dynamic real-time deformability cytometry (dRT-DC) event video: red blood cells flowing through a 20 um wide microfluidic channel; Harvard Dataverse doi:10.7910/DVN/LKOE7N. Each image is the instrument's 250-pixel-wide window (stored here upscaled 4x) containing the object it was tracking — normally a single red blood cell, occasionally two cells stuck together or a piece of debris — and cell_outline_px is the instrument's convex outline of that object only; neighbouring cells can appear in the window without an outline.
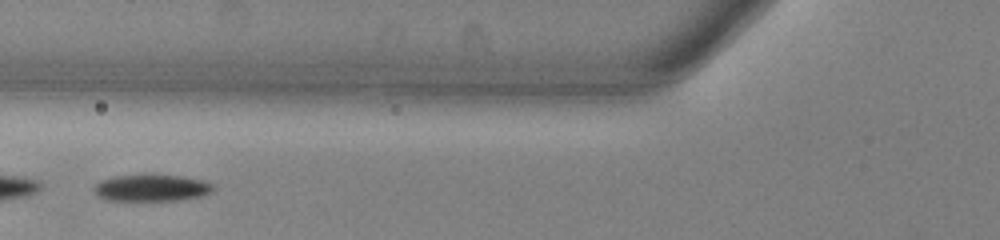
{"species": "common noctule bat (a hibernating species)", "species_latin": "Nyctalus noctula", "temperature_condition": "warm", "stored_images_in_passage": 35, "camera_frame_rate_fps": 3000, "um_per_image_px": 0.085, "animal": {"sex": "male", "body_mass_g": 13.0, "forearm_length_mm": 53.1}, "frame": {"image": 1, "passage_image": 6, "time_ms": 1.667, "image_size_px": [1000, 240], "cell_outline_px": [[216, 188], [212, 192], [204, 196], [180, 200], [108, 200], [100, 196], [96, 192], [96, 184], [100, 180], [116, 176], [184, 176], [200, 180], [212, 184]], "centroid_in_image_um": [12.96, 15.99], "position_along_channel_um": 112.8, "area_um2": 18.09}, "authors_computed_cell_mechanics": {"area_um2": 19.4208, "velocity_mm_per_s": 3.9091, "shape_relaxation_time_tau1_ms": 3.0509, "shape_relaxation_time_tau2_ms": null, "deformation_change_tau1": 0.1404, "deformation_change_tau2": null}}